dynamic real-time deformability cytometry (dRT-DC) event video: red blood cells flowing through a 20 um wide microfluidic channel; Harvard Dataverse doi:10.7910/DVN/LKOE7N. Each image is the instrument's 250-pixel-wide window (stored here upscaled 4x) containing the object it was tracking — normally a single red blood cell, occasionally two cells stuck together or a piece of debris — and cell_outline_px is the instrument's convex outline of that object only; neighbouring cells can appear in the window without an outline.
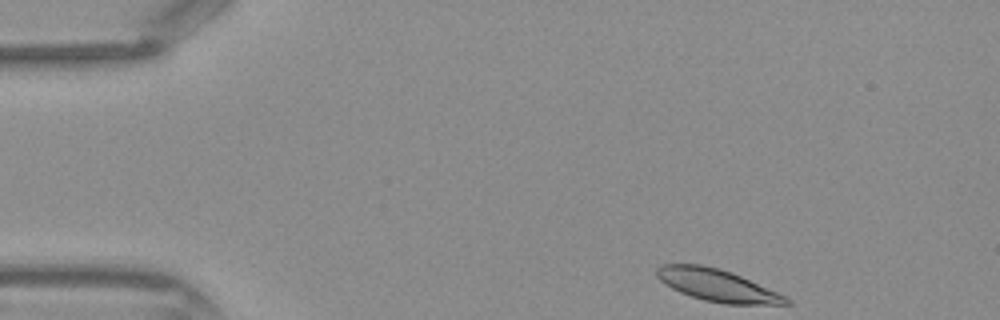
{"species": "Egyptian fruit bat (a non-hibernating species)", "species_latin": "Rousettus aegyptiacus", "temperature_condition": "warm", "stored_images_in_passage": 35, "camera_frame_rate_fps": 3000, "um_per_image_px": 0.085, "frame": {"image": 1, "passage_image": 1, "time_ms": 0.0, "image_size_px": [1000, 320], "cell_outline_px": [[792, 304], [724, 304], [704, 300], [680, 292], [672, 288], [660, 280], [656, 276], [656, 268], [664, 264], [700, 264], [720, 268], [732, 272], [788, 296], [792, 300]], "centroid_in_image_um": [61.01, 24.25], "position_along_channel_um": 24.0, "area_um2": 24.33}}
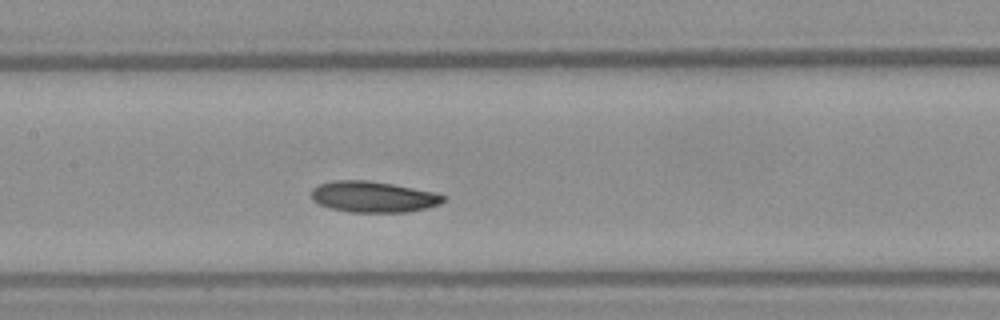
{"frame": {"image": 2, "passage_image": 16, "time_ms": 5.0, "image_size_px": [1000, 320], "cell_outline_px": [[448, 196], [440, 204], [428, 208], [404, 212], [348, 212], [332, 208], [320, 204], [312, 200], [312, 188], [320, 184], [332, 180], [368, 180], [392, 184], [436, 192]], "centroid_in_image_um": [31.76, 16.72], "position_along_channel_um": 175.6, "area_um2": 23.93}}
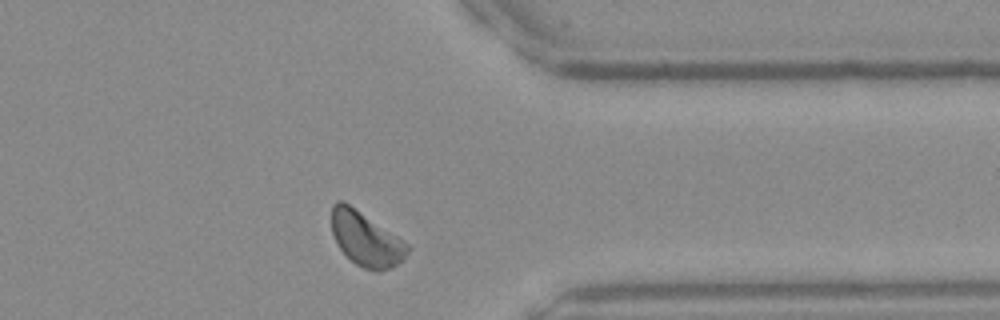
{"frame": {"image": 3, "passage_image": 30, "time_ms": 9.667, "image_size_px": [1000, 320], "cell_outline_px": [[412, 248], [392, 268], [380, 272], [376, 272], [364, 268], [356, 264], [340, 248], [332, 232], [332, 204], [336, 200], [344, 200], [408, 244]], "centroid_in_image_um": [31.09, 20.31], "position_along_channel_um": 380.3, "area_um2": 23.64}}